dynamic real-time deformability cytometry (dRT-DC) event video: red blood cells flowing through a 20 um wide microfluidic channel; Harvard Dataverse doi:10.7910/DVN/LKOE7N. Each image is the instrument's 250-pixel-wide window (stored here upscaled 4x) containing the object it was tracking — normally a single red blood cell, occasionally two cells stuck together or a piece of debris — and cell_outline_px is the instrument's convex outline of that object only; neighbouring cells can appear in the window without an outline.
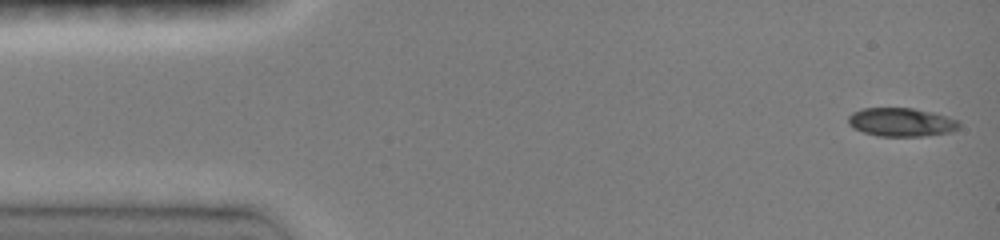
{"species": "common noctule bat (a hibernating species)", "species_latin": "Nyctalus noctula", "temperature_condition": "room temperature", "stored_images_in_passage": 9, "camera_frame_rate_fps": 3000, "um_per_image_px": 0.085, "animal": {"sex": "female", "body_mass_g": 19.0, "forearm_length_mm": 51.5}, "frame": {"image": 1, "passage_image": 1, "time_ms": 0.0, "image_size_px": [1000, 240], "cell_outline_px": [[960, 124], [952, 132], [924, 136], [876, 136], [852, 128], [848, 124], [848, 116], [852, 112], [864, 108], [912, 108], [932, 112], [960, 120]], "centroid_in_image_um": [76.59, 10.39], "position_along_channel_um": 8.4, "area_um2": 18.55}}
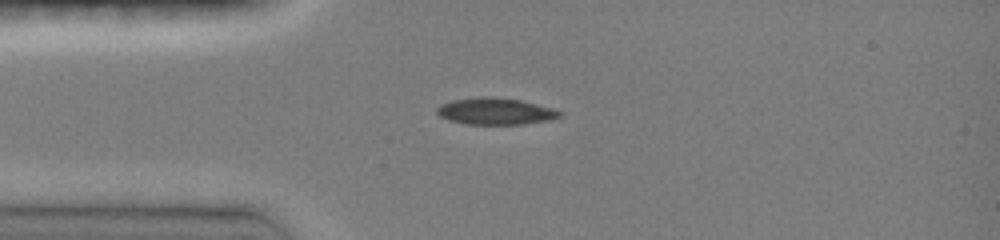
{"frame": {"image": 2, "passage_image": 7, "time_ms": 3.333, "image_size_px": [1000, 240], "cell_outline_px": [[564, 116], [552, 120], [524, 124], [468, 124], [448, 120], [440, 116], [436, 112], [436, 108], [440, 104], [452, 100], [484, 96], [492, 96], [520, 100], [552, 108], [564, 112]], "centroid_in_image_um": [42.15, 9.46], "position_along_channel_um": 42.9, "area_um2": 19.31}}